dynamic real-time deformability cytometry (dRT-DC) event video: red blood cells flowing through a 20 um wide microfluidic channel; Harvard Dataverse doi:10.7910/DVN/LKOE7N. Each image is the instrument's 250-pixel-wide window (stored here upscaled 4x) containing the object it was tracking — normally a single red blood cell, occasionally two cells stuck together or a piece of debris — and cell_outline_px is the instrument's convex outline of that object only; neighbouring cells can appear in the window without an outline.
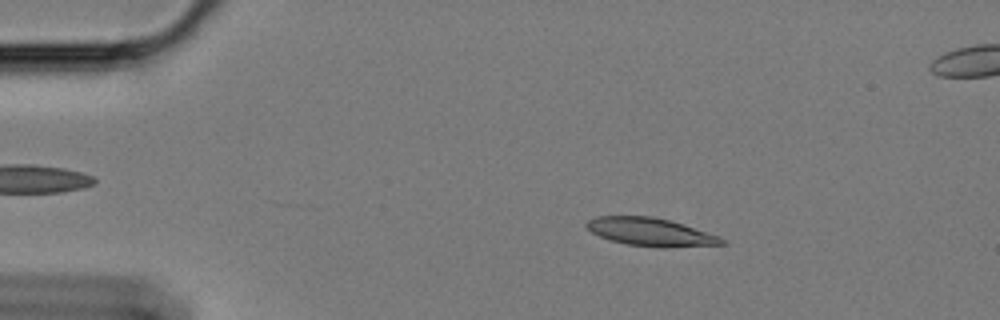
{"species": "Egyptian fruit bat (a non-hibernating species)", "species_latin": "Rousettus aegyptiacus", "temperature_condition": "cold", "stored_images_in_passage": 59, "camera_frame_rate_fps": 3000, "um_per_image_px": 0.085, "animal": {"sex": "female"}, "frame": {"image": 1, "passage_image": 10, "time_ms": 3.0, "image_size_px": [1000, 320], "cell_outline_px": [[728, 244], [668, 248], [660, 248], [628, 244], [612, 240], [600, 236], [592, 232], [584, 224], [588, 220], [596, 216], [652, 216], [668, 220], [720, 236]], "centroid_in_image_um": [55.32, 19.73], "position_along_channel_um": 29.7, "area_um2": 22.02}}
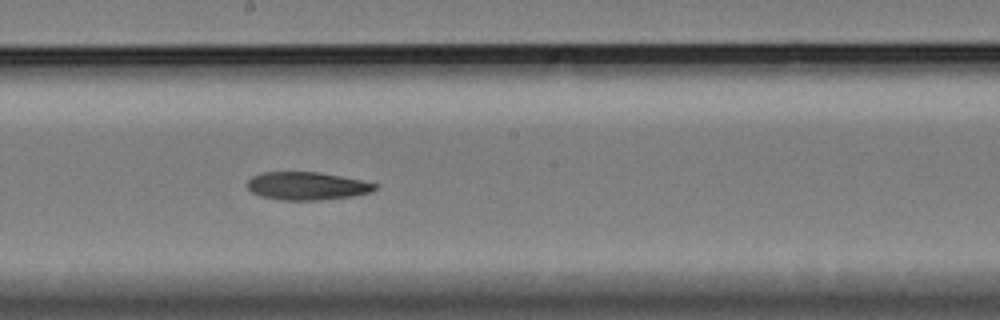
{"frame": {"image": 2, "passage_image": 32, "time_ms": 10.333, "image_size_px": [1000, 320], "cell_outline_px": [[380, 184], [376, 188], [368, 192], [352, 196], [320, 200], [280, 200], [260, 196], [252, 192], [248, 188], [248, 180], [252, 176], [260, 172], [320, 172]], "centroid_in_image_um": [26.06, 15.8], "position_along_channel_um": 222.1, "area_um2": 20.75}}
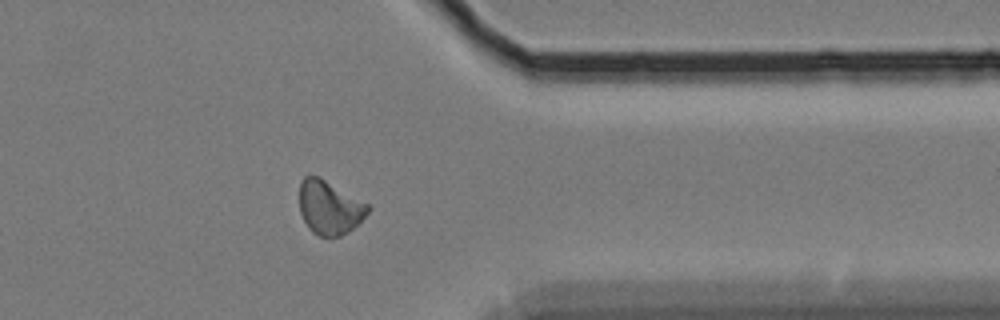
{"frame": {"image": 3, "passage_image": 47, "time_ms": 15.333, "image_size_px": [1000, 320], "cell_outline_px": [[372, 208], [348, 232], [340, 236], [320, 236], [312, 232], [308, 228], [300, 212], [300, 180], [304, 176], [316, 176], [324, 180], [368, 204]], "centroid_in_image_um": [27.98, 17.65], "position_along_channel_um": 383.4, "area_um2": 20.98}, "authors_computed_cell_mechanics": {"area_um2": 21.5016, "velocity_mm_per_s": 3.3939, "shape_relaxation_time_tau1_ms": 7.7384, "shape_relaxation_time_tau2_ms": 6.6698, "deformation_change_tau1": 0.1671, "deformation_change_tau2": 0.1286}}